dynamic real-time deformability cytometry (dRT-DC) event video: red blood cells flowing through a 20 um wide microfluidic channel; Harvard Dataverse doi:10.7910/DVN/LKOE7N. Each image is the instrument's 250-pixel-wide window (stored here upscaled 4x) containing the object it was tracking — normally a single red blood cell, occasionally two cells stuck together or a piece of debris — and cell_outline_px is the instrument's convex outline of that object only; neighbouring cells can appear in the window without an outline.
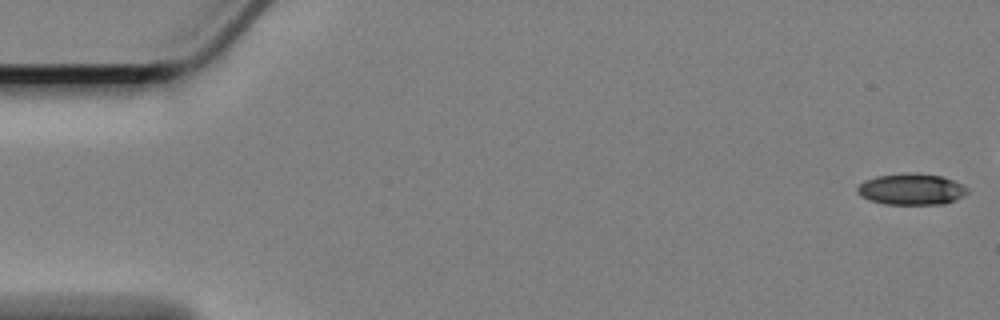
{"species": "Egyptian fruit bat (a non-hibernating species)", "species_latin": "Rousettus aegyptiacus", "temperature_condition": "cold", "stored_images_in_passage": 51, "camera_frame_rate_fps": 3000, "um_per_image_px": 0.085, "animal": {"sex": "female"}, "frame": {"image": 1, "passage_image": 1, "time_ms": 0.0, "image_size_px": [1000, 320], "cell_outline_px": [[968, 192], [964, 196], [956, 200], [944, 204], [884, 204], [868, 200], [860, 196], [856, 192], [856, 188], [864, 180], [876, 176], [940, 176], [952, 180], [968, 188]], "centroid_in_image_um": [77.44, 16.15], "position_along_channel_um": 7.6, "area_um2": 19.25}}
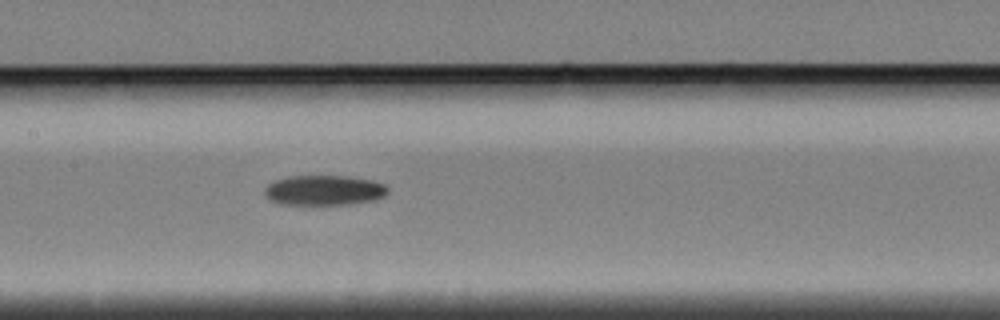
{"frame": {"image": 2, "passage_image": 28, "time_ms": 9.0, "image_size_px": [1000, 320], "cell_outline_px": [[388, 192], [384, 196], [372, 200], [348, 204], [280, 204], [272, 200], [264, 192], [264, 188], [268, 184], [276, 180], [288, 176], [348, 176], [372, 180], [384, 184], [388, 188]], "centroid_in_image_um": [27.56, 16.16], "position_along_channel_um": 179.8, "area_um2": 21.39}}
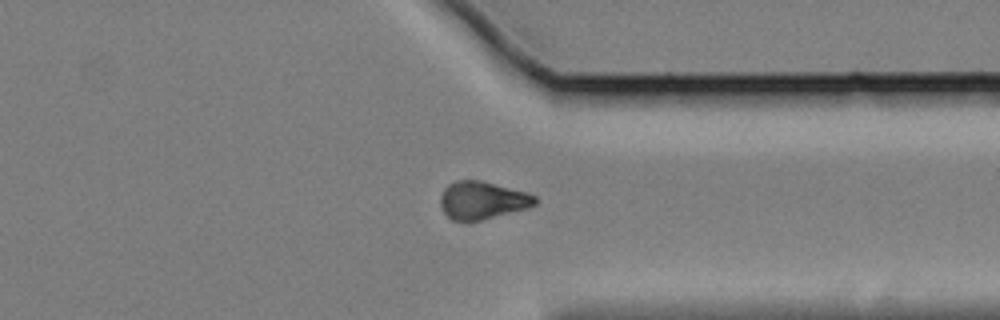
{"frame": {"image": 3, "passage_image": 45, "time_ms": 14.667, "image_size_px": [1000, 320], "cell_outline_px": [[536, 204], [528, 208], [480, 220], [452, 220], [444, 212], [440, 204], [440, 196], [444, 188], [448, 184], [456, 180], [480, 180], [524, 192], [536, 196]], "centroid_in_image_um": [40.96, 17.01], "position_along_channel_um": 370.4, "area_um2": 20.52}}